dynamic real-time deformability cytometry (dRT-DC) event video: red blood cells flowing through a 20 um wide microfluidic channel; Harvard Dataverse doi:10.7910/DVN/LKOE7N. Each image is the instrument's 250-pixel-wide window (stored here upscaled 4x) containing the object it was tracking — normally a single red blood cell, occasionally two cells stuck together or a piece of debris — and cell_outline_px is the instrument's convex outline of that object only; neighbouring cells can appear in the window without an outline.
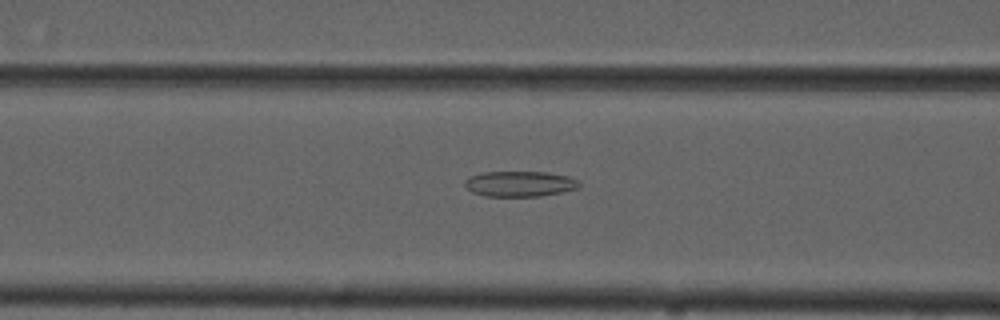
{"species": "common noctule bat (a hibernating species)", "species_latin": "Nyctalus noctula", "temperature_condition": "cold", "stored_images_in_passage": 38, "camera_frame_rate_fps": 3000, "um_per_image_px": 0.085, "animal": {"sex": "male", "forearm_length_mm": 52.5}, "frame": {"image": 1, "passage_image": 15, "time_ms": 4.667, "image_size_px": [1000, 320], "cell_outline_px": [[580, 184], [576, 188], [560, 192], [540, 196], [484, 196], [472, 192], [464, 184], [464, 180], [468, 176], [484, 172], [548, 172], [568, 176], [576, 180]], "centroid_in_image_um": [44.13, 15.62], "position_along_channel_um": 122.5, "area_um2": 16.88}}
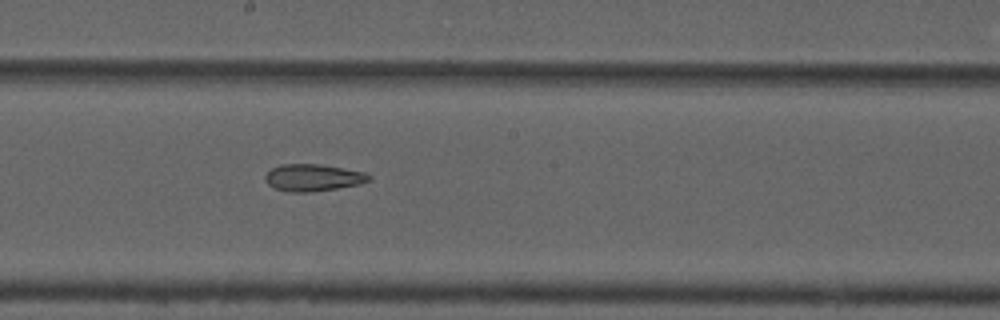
{"frame": {"image": 2, "passage_image": 23, "time_ms": 7.333, "image_size_px": [1000, 320], "cell_outline_px": [[372, 180], [360, 184], [312, 192], [288, 192], [276, 188], [268, 184], [264, 180], [264, 176], [272, 168], [280, 164], [320, 164], [364, 172], [372, 176]], "centroid_in_image_um": [26.61, 15.1], "position_along_channel_um": 221.6, "area_um2": 16.36}}
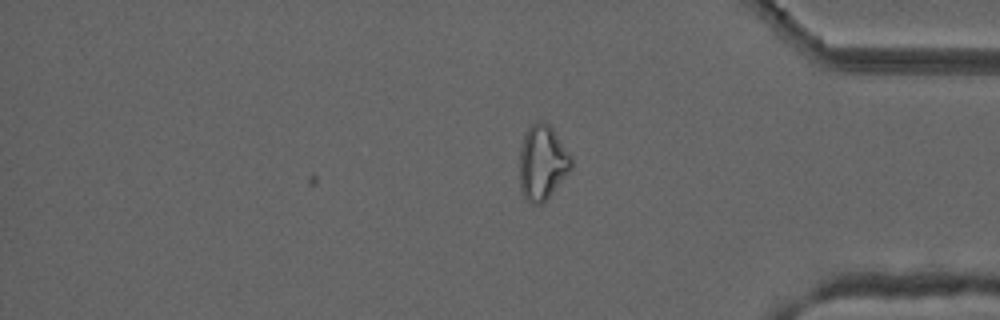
{"frame": {"image": 3, "passage_image": 38, "time_ms": 12.333, "image_size_px": [1000, 320], "cell_outline_px": [[572, 168], [552, 192], [540, 204], [532, 204], [524, 196], [520, 188], [520, 148], [524, 136], [528, 128], [536, 120], [544, 120], [552, 128], [572, 156]], "centroid_in_image_um": [46.1, 13.78], "position_along_channel_um": 389.1, "area_um2": 22.37}, "authors_computed_cell_mechanics": {"area_um2": 17.1377, "velocity_mm_per_s": 3.7134, "shape_relaxation_time_tau1_ms": null, "shape_relaxation_time_tau2_ms": 4.7673, "deformation_change_tau1": null, "deformation_change_tau2": 0.137}}